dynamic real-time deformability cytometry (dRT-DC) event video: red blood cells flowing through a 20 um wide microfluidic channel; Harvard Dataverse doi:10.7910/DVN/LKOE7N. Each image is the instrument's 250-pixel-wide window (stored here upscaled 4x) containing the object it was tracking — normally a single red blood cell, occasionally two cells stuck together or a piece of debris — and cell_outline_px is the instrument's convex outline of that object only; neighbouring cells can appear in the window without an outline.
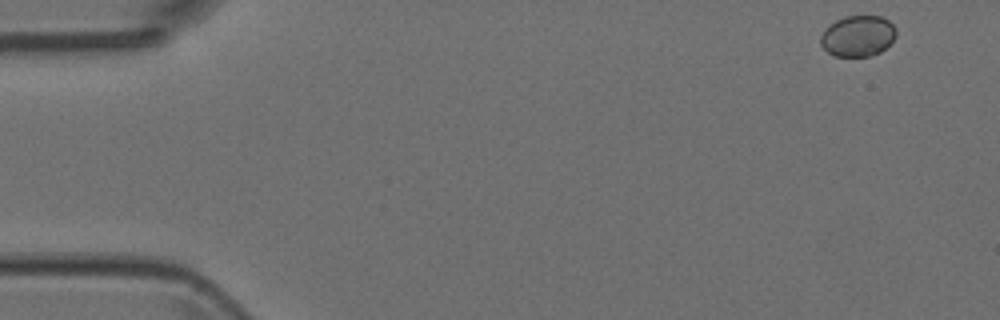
{"species": "Egyptian fruit bat (a non-hibernating species)", "species_latin": "Rousettus aegyptiacus", "temperature_condition": "room temperature", "stored_images_in_passage": 5, "camera_frame_rate_fps": 3000, "um_per_image_px": 0.085, "animal": {"sex": "female"}, "frame": {"image": 1, "passage_image": 1, "time_ms": 0.0, "image_size_px": [1000, 320], "cell_outline_px": [[896, 36], [880, 52], [868, 56], [832, 56], [820, 44], [820, 36], [824, 28], [836, 20], [844, 16], [880, 16], [888, 20], [896, 28]], "centroid_in_image_um": [72.88, 3.05], "position_along_channel_um": 12.1, "area_um2": 18.03}}
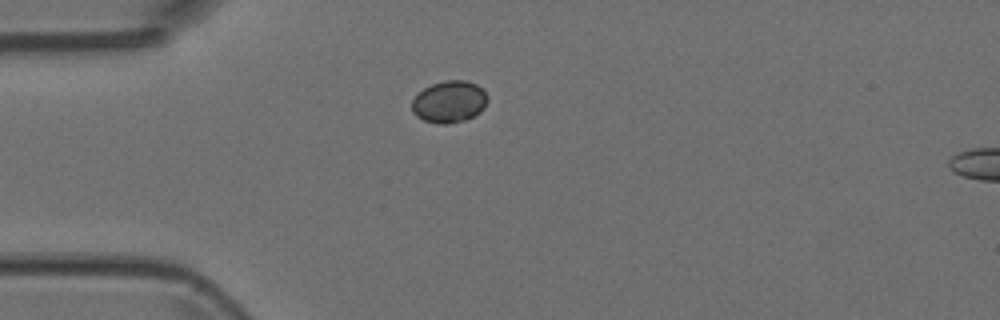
{"frame": {"image": 2, "passage_image": 4, "time_ms": 1.0, "image_size_px": [1000, 320], "cell_outline_px": [[488, 100], [484, 108], [480, 112], [464, 120], [448, 124], [440, 124], [424, 120], [416, 116], [412, 112], [412, 100], [424, 88], [432, 84], [444, 80], [464, 80], [476, 84], [488, 96]], "centroid_in_image_um": [38.18, 8.65], "position_along_channel_um": 46.8, "area_um2": 18.38}}